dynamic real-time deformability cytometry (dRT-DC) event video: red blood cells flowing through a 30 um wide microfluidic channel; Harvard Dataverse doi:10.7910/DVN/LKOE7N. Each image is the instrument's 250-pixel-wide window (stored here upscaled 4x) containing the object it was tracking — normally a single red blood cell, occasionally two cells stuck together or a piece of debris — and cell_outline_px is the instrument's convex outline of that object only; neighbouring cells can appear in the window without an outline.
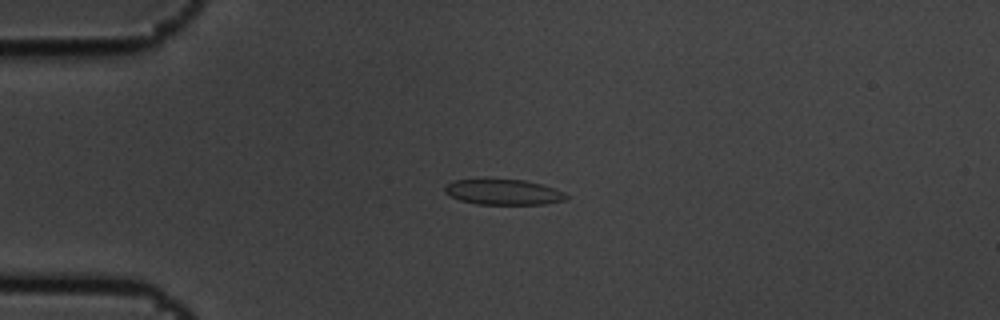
{"species": "common noctule bat (a hibernating species)", "species_latin": "Nyctalus noctula", "temperature_condition": "cold", "stored_images_in_passage": 7, "camera_frame_rate_fps": 3000, "um_per_image_px": 0.085, "animal": {"sex": "male", "body_mass_g": 19.5, "forearm_length_mm": 54.6}, "frame": {"image": 1, "passage_image": 2, "time_ms": 0.333, "image_size_px": [1000, 320], "cell_outline_px": [[568, 196], [564, 200], [544, 204], [476, 204], [460, 200], [444, 192], [444, 188], [448, 184], [456, 180], [524, 180], [540, 184], [564, 192]], "centroid_in_image_um": [42.79, 16.34], "position_along_channel_um": 42.2, "area_um2": 17.57}}
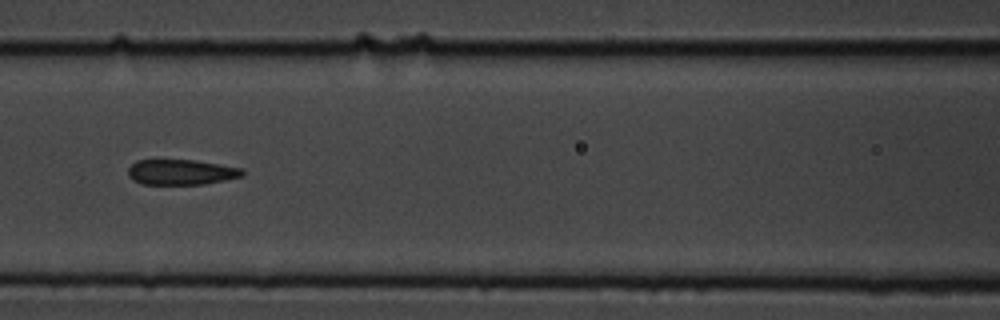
{"frame": {"image": 2, "passage_image": 5, "time_ms": 1.333, "image_size_px": [1000, 320], "cell_outline_px": [[244, 176], [204, 184], [140, 184], [128, 176], [128, 168], [136, 160], [196, 160], [244, 168]], "centroid_in_image_um": [15.42, 14.63], "position_along_channel_um": 151.2, "area_um2": 16.99}}
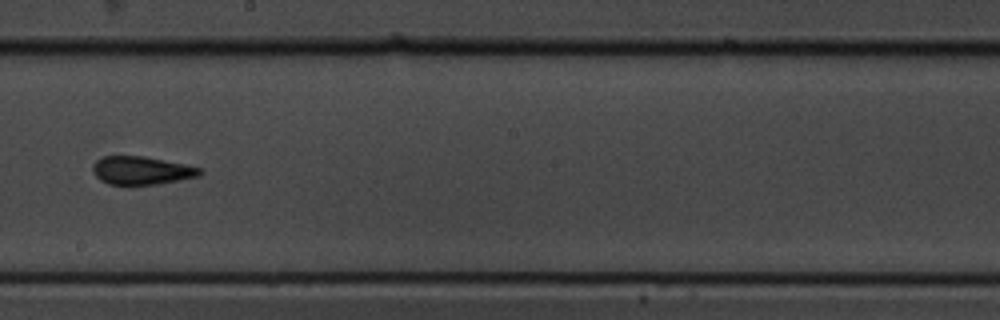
{"frame": {"image": 3, "passage_image": 7, "time_ms": 2.0, "image_size_px": [1000, 320], "cell_outline_px": [[204, 172], [200, 176], [180, 180], [156, 184], [128, 188], [108, 184], [100, 180], [92, 172], [92, 164], [96, 160], [104, 156], [144, 156], [204, 168]], "centroid_in_image_um": [12.01, 14.53], "position_along_channel_um": 236.2, "area_um2": 18.38}}